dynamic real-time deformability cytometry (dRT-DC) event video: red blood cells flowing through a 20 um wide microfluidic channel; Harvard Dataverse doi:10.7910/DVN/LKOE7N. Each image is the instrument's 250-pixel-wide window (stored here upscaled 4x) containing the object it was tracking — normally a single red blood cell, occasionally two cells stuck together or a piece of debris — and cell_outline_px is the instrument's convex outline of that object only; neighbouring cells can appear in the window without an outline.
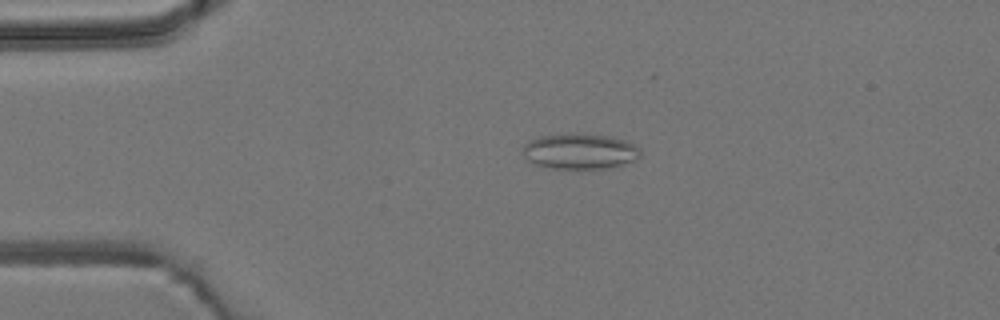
{"species": "common noctule bat (a hibernating species)", "species_latin": "Nyctalus noctula", "temperature_condition": "room temperature", "stored_images_in_passage": 4, "camera_frame_rate_fps": 3000, "um_per_image_px": 0.085, "animal": {"sex": "male", "body_mass_g": 19.2, "forearm_length_mm": 51.8}, "frame": {"image": 1, "passage_image": 3, "time_ms": 2.333, "image_size_px": [1000, 320], "cell_outline_px": [[640, 156], [636, 160], [624, 164], [604, 168], [552, 168], [536, 164], [528, 160], [524, 156], [524, 144], [528, 140], [540, 136], [576, 132], [612, 136], [624, 140], [640, 148]], "centroid_in_image_um": [49.29, 12.83], "position_along_channel_um": 35.7, "area_um2": 24.45}}